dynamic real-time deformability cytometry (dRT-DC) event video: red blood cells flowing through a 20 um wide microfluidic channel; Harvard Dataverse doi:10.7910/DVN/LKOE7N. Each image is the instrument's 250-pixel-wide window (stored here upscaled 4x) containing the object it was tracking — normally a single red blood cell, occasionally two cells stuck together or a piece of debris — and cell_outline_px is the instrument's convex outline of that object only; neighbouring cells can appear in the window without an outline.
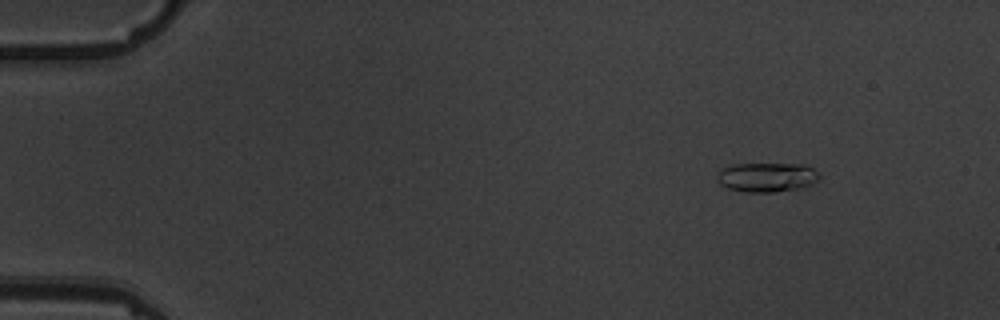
{"species": "common noctule bat (a hibernating species)", "species_latin": "Nyctalus noctula", "temperature_condition": "warm", "stored_images_in_passage": 5, "camera_frame_rate_fps": 3000, "um_per_image_px": 0.085, "animal": {"sex": "male", "body_mass_g": 19.5, "forearm_length_mm": 54.6}, "frame": {"image": 1, "passage_image": 2, "time_ms": 2.0, "image_size_px": [1000, 320], "cell_outline_px": [[820, 180], [812, 184], [800, 188], [776, 192], [744, 192], [728, 188], [720, 184], [716, 180], [716, 176], [720, 168], [732, 164], [804, 164], [820, 172]], "centroid_in_image_um": [65.18, 15.06], "position_along_channel_um": 19.8, "area_um2": 17.86}}